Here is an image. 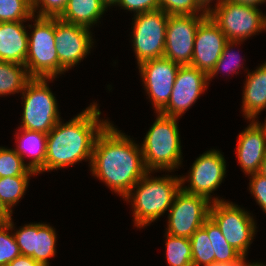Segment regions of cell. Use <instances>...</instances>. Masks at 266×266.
I'll return each instance as SVG.
<instances>
[{"instance_id": "obj_1", "label": "cell", "mask_w": 266, "mask_h": 266, "mask_svg": "<svg viewBox=\"0 0 266 266\" xmlns=\"http://www.w3.org/2000/svg\"><path fill=\"white\" fill-rule=\"evenodd\" d=\"M121 131L109 122L98 134L89 170L123 199L148 171L140 143Z\"/></svg>"}, {"instance_id": "obj_2", "label": "cell", "mask_w": 266, "mask_h": 266, "mask_svg": "<svg viewBox=\"0 0 266 266\" xmlns=\"http://www.w3.org/2000/svg\"><path fill=\"white\" fill-rule=\"evenodd\" d=\"M90 104L66 123L62 119L58 121L47 134L45 166L37 175L72 167L84 160L90 166L95 140L110 122L100 117L102 112L97 102Z\"/></svg>"}, {"instance_id": "obj_3", "label": "cell", "mask_w": 266, "mask_h": 266, "mask_svg": "<svg viewBox=\"0 0 266 266\" xmlns=\"http://www.w3.org/2000/svg\"><path fill=\"white\" fill-rule=\"evenodd\" d=\"M148 171L123 198L130 203L134 227L144 228L168 213L176 194L181 190L180 175L152 176ZM165 176V177H164Z\"/></svg>"}, {"instance_id": "obj_4", "label": "cell", "mask_w": 266, "mask_h": 266, "mask_svg": "<svg viewBox=\"0 0 266 266\" xmlns=\"http://www.w3.org/2000/svg\"><path fill=\"white\" fill-rule=\"evenodd\" d=\"M156 119L150 126L140 144L143 162L147 171L174 172L182 166V146L178 119L156 113Z\"/></svg>"}, {"instance_id": "obj_5", "label": "cell", "mask_w": 266, "mask_h": 266, "mask_svg": "<svg viewBox=\"0 0 266 266\" xmlns=\"http://www.w3.org/2000/svg\"><path fill=\"white\" fill-rule=\"evenodd\" d=\"M28 28V54L25 60L31 78H59V60L55 44V17L33 16ZM33 28V29H32Z\"/></svg>"}, {"instance_id": "obj_6", "label": "cell", "mask_w": 266, "mask_h": 266, "mask_svg": "<svg viewBox=\"0 0 266 266\" xmlns=\"http://www.w3.org/2000/svg\"><path fill=\"white\" fill-rule=\"evenodd\" d=\"M49 81L54 78H31L23 92V114L20 127L31 131L48 134L61 120L57 99L49 88Z\"/></svg>"}, {"instance_id": "obj_7", "label": "cell", "mask_w": 266, "mask_h": 266, "mask_svg": "<svg viewBox=\"0 0 266 266\" xmlns=\"http://www.w3.org/2000/svg\"><path fill=\"white\" fill-rule=\"evenodd\" d=\"M228 41H245L266 31V14L259 7L226 0L208 12ZM249 37V38H248Z\"/></svg>"}, {"instance_id": "obj_8", "label": "cell", "mask_w": 266, "mask_h": 266, "mask_svg": "<svg viewBox=\"0 0 266 266\" xmlns=\"http://www.w3.org/2000/svg\"><path fill=\"white\" fill-rule=\"evenodd\" d=\"M249 212L244 207L225 200L212 202L209 213L227 242L245 257L258 228L253 214Z\"/></svg>"}, {"instance_id": "obj_9", "label": "cell", "mask_w": 266, "mask_h": 266, "mask_svg": "<svg viewBox=\"0 0 266 266\" xmlns=\"http://www.w3.org/2000/svg\"><path fill=\"white\" fill-rule=\"evenodd\" d=\"M168 17L161 9L133 15L131 43L137 65L164 56Z\"/></svg>"}, {"instance_id": "obj_10", "label": "cell", "mask_w": 266, "mask_h": 266, "mask_svg": "<svg viewBox=\"0 0 266 266\" xmlns=\"http://www.w3.org/2000/svg\"><path fill=\"white\" fill-rule=\"evenodd\" d=\"M218 149L205 151L195 159L188 175H181V189L189 194L201 195L212 202L225 201L224 198L211 195L226 177V160ZM189 182L188 186L184 185ZM213 196V197H212Z\"/></svg>"}, {"instance_id": "obj_11", "label": "cell", "mask_w": 266, "mask_h": 266, "mask_svg": "<svg viewBox=\"0 0 266 266\" xmlns=\"http://www.w3.org/2000/svg\"><path fill=\"white\" fill-rule=\"evenodd\" d=\"M211 204L212 201L208 198L189 194L181 189L168 211L165 232L173 236L190 238L209 217Z\"/></svg>"}, {"instance_id": "obj_12", "label": "cell", "mask_w": 266, "mask_h": 266, "mask_svg": "<svg viewBox=\"0 0 266 266\" xmlns=\"http://www.w3.org/2000/svg\"><path fill=\"white\" fill-rule=\"evenodd\" d=\"M90 28L71 24L55 17V44L59 60V75L87 58L95 43Z\"/></svg>"}, {"instance_id": "obj_13", "label": "cell", "mask_w": 266, "mask_h": 266, "mask_svg": "<svg viewBox=\"0 0 266 266\" xmlns=\"http://www.w3.org/2000/svg\"><path fill=\"white\" fill-rule=\"evenodd\" d=\"M181 65L165 57L144 61L138 65L145 93L159 113L168 103Z\"/></svg>"}, {"instance_id": "obj_14", "label": "cell", "mask_w": 266, "mask_h": 266, "mask_svg": "<svg viewBox=\"0 0 266 266\" xmlns=\"http://www.w3.org/2000/svg\"><path fill=\"white\" fill-rule=\"evenodd\" d=\"M206 16L169 15L163 57L181 66L191 65L197 28Z\"/></svg>"}, {"instance_id": "obj_15", "label": "cell", "mask_w": 266, "mask_h": 266, "mask_svg": "<svg viewBox=\"0 0 266 266\" xmlns=\"http://www.w3.org/2000/svg\"><path fill=\"white\" fill-rule=\"evenodd\" d=\"M208 74L190 65L180 66L167 105L159 112L179 118L209 87Z\"/></svg>"}, {"instance_id": "obj_16", "label": "cell", "mask_w": 266, "mask_h": 266, "mask_svg": "<svg viewBox=\"0 0 266 266\" xmlns=\"http://www.w3.org/2000/svg\"><path fill=\"white\" fill-rule=\"evenodd\" d=\"M9 224L11 225L21 255L32 257L43 266H50L49 259L54 258L57 252L56 242L58 234L55 231L56 229L46 222H32L24 224L17 229L12 218Z\"/></svg>"}, {"instance_id": "obj_17", "label": "cell", "mask_w": 266, "mask_h": 266, "mask_svg": "<svg viewBox=\"0 0 266 266\" xmlns=\"http://www.w3.org/2000/svg\"><path fill=\"white\" fill-rule=\"evenodd\" d=\"M227 41L225 34L207 15L197 28L190 66L209 74L219 60Z\"/></svg>"}, {"instance_id": "obj_18", "label": "cell", "mask_w": 266, "mask_h": 266, "mask_svg": "<svg viewBox=\"0 0 266 266\" xmlns=\"http://www.w3.org/2000/svg\"><path fill=\"white\" fill-rule=\"evenodd\" d=\"M249 124L237 137L236 156L245 175L256 174L266 155V123L248 120Z\"/></svg>"}, {"instance_id": "obj_19", "label": "cell", "mask_w": 266, "mask_h": 266, "mask_svg": "<svg viewBox=\"0 0 266 266\" xmlns=\"http://www.w3.org/2000/svg\"><path fill=\"white\" fill-rule=\"evenodd\" d=\"M246 69L241 111L245 120H258V115L266 109V61L251 72Z\"/></svg>"}, {"instance_id": "obj_20", "label": "cell", "mask_w": 266, "mask_h": 266, "mask_svg": "<svg viewBox=\"0 0 266 266\" xmlns=\"http://www.w3.org/2000/svg\"><path fill=\"white\" fill-rule=\"evenodd\" d=\"M24 22H0V60L25 65L29 30Z\"/></svg>"}, {"instance_id": "obj_21", "label": "cell", "mask_w": 266, "mask_h": 266, "mask_svg": "<svg viewBox=\"0 0 266 266\" xmlns=\"http://www.w3.org/2000/svg\"><path fill=\"white\" fill-rule=\"evenodd\" d=\"M18 130V131H17ZM15 131L16 148L14 150L23 159L25 164L36 174L45 166L47 152V134L18 128ZM29 161H25V158Z\"/></svg>"}, {"instance_id": "obj_22", "label": "cell", "mask_w": 266, "mask_h": 266, "mask_svg": "<svg viewBox=\"0 0 266 266\" xmlns=\"http://www.w3.org/2000/svg\"><path fill=\"white\" fill-rule=\"evenodd\" d=\"M107 10L101 0H68L65 10L58 18L91 29L95 24L97 26Z\"/></svg>"}, {"instance_id": "obj_23", "label": "cell", "mask_w": 266, "mask_h": 266, "mask_svg": "<svg viewBox=\"0 0 266 266\" xmlns=\"http://www.w3.org/2000/svg\"><path fill=\"white\" fill-rule=\"evenodd\" d=\"M30 79L25 65L0 60V97L22 93Z\"/></svg>"}, {"instance_id": "obj_24", "label": "cell", "mask_w": 266, "mask_h": 266, "mask_svg": "<svg viewBox=\"0 0 266 266\" xmlns=\"http://www.w3.org/2000/svg\"><path fill=\"white\" fill-rule=\"evenodd\" d=\"M202 228L208 233L209 239L211 241L215 263L234 262L242 256L227 242L221 233L220 228L210 217L205 220Z\"/></svg>"}, {"instance_id": "obj_25", "label": "cell", "mask_w": 266, "mask_h": 266, "mask_svg": "<svg viewBox=\"0 0 266 266\" xmlns=\"http://www.w3.org/2000/svg\"><path fill=\"white\" fill-rule=\"evenodd\" d=\"M165 234L166 260L168 266H193L190 238Z\"/></svg>"}, {"instance_id": "obj_26", "label": "cell", "mask_w": 266, "mask_h": 266, "mask_svg": "<svg viewBox=\"0 0 266 266\" xmlns=\"http://www.w3.org/2000/svg\"><path fill=\"white\" fill-rule=\"evenodd\" d=\"M32 176H13L0 178V199L13 212V207L23 199Z\"/></svg>"}, {"instance_id": "obj_27", "label": "cell", "mask_w": 266, "mask_h": 266, "mask_svg": "<svg viewBox=\"0 0 266 266\" xmlns=\"http://www.w3.org/2000/svg\"><path fill=\"white\" fill-rule=\"evenodd\" d=\"M243 43V41H227L223 52L219 58V60L217 61L216 65L214 66V68L211 70V72L208 74V81H212V79L214 77H216L219 72L223 73V71H225V74L227 76H229V74L231 75H238L240 69H244V62H242L241 60H244V58L239 57V51L238 53L235 52V45L238 46ZM234 48V49H233ZM228 73V74H227Z\"/></svg>"}, {"instance_id": "obj_28", "label": "cell", "mask_w": 266, "mask_h": 266, "mask_svg": "<svg viewBox=\"0 0 266 266\" xmlns=\"http://www.w3.org/2000/svg\"><path fill=\"white\" fill-rule=\"evenodd\" d=\"M193 266H209L215 263L213 247L208 233L201 227L190 237Z\"/></svg>"}, {"instance_id": "obj_29", "label": "cell", "mask_w": 266, "mask_h": 266, "mask_svg": "<svg viewBox=\"0 0 266 266\" xmlns=\"http://www.w3.org/2000/svg\"><path fill=\"white\" fill-rule=\"evenodd\" d=\"M36 176L13 148L0 146V178L13 176Z\"/></svg>"}, {"instance_id": "obj_30", "label": "cell", "mask_w": 266, "mask_h": 266, "mask_svg": "<svg viewBox=\"0 0 266 266\" xmlns=\"http://www.w3.org/2000/svg\"><path fill=\"white\" fill-rule=\"evenodd\" d=\"M31 0H0V22L31 21Z\"/></svg>"}, {"instance_id": "obj_31", "label": "cell", "mask_w": 266, "mask_h": 266, "mask_svg": "<svg viewBox=\"0 0 266 266\" xmlns=\"http://www.w3.org/2000/svg\"><path fill=\"white\" fill-rule=\"evenodd\" d=\"M159 9L168 15H208L198 0H159Z\"/></svg>"}, {"instance_id": "obj_32", "label": "cell", "mask_w": 266, "mask_h": 266, "mask_svg": "<svg viewBox=\"0 0 266 266\" xmlns=\"http://www.w3.org/2000/svg\"><path fill=\"white\" fill-rule=\"evenodd\" d=\"M21 255L11 225H0V266H7Z\"/></svg>"}, {"instance_id": "obj_33", "label": "cell", "mask_w": 266, "mask_h": 266, "mask_svg": "<svg viewBox=\"0 0 266 266\" xmlns=\"http://www.w3.org/2000/svg\"><path fill=\"white\" fill-rule=\"evenodd\" d=\"M33 14L39 17H59L68 0H31Z\"/></svg>"}, {"instance_id": "obj_34", "label": "cell", "mask_w": 266, "mask_h": 266, "mask_svg": "<svg viewBox=\"0 0 266 266\" xmlns=\"http://www.w3.org/2000/svg\"><path fill=\"white\" fill-rule=\"evenodd\" d=\"M249 192L253 195L256 204L266 214V178L256 174L249 175Z\"/></svg>"}, {"instance_id": "obj_35", "label": "cell", "mask_w": 266, "mask_h": 266, "mask_svg": "<svg viewBox=\"0 0 266 266\" xmlns=\"http://www.w3.org/2000/svg\"><path fill=\"white\" fill-rule=\"evenodd\" d=\"M133 12V15L159 9V0H119L116 7Z\"/></svg>"}, {"instance_id": "obj_36", "label": "cell", "mask_w": 266, "mask_h": 266, "mask_svg": "<svg viewBox=\"0 0 266 266\" xmlns=\"http://www.w3.org/2000/svg\"><path fill=\"white\" fill-rule=\"evenodd\" d=\"M7 266H43V265L35 261L32 257H28L26 255H19L13 261L8 263Z\"/></svg>"}, {"instance_id": "obj_37", "label": "cell", "mask_w": 266, "mask_h": 266, "mask_svg": "<svg viewBox=\"0 0 266 266\" xmlns=\"http://www.w3.org/2000/svg\"><path fill=\"white\" fill-rule=\"evenodd\" d=\"M13 212H11L0 199V225L10 222Z\"/></svg>"}, {"instance_id": "obj_38", "label": "cell", "mask_w": 266, "mask_h": 266, "mask_svg": "<svg viewBox=\"0 0 266 266\" xmlns=\"http://www.w3.org/2000/svg\"><path fill=\"white\" fill-rule=\"evenodd\" d=\"M245 256H241L237 261L229 262V263H213L209 266H246L249 261L246 260ZM247 261V262H246Z\"/></svg>"}, {"instance_id": "obj_39", "label": "cell", "mask_w": 266, "mask_h": 266, "mask_svg": "<svg viewBox=\"0 0 266 266\" xmlns=\"http://www.w3.org/2000/svg\"><path fill=\"white\" fill-rule=\"evenodd\" d=\"M229 1L238 3V4L251 5L255 7H259L260 5L266 3V0H229Z\"/></svg>"}, {"instance_id": "obj_40", "label": "cell", "mask_w": 266, "mask_h": 266, "mask_svg": "<svg viewBox=\"0 0 266 266\" xmlns=\"http://www.w3.org/2000/svg\"><path fill=\"white\" fill-rule=\"evenodd\" d=\"M200 3H201V5L203 6V8L207 11V12H209L210 10H211V8L213 7L212 5H211V3H213L212 1L213 0H198ZM216 3H214V6H215V4L216 5H219V4H222L223 2H225L226 0H214Z\"/></svg>"}, {"instance_id": "obj_41", "label": "cell", "mask_w": 266, "mask_h": 266, "mask_svg": "<svg viewBox=\"0 0 266 266\" xmlns=\"http://www.w3.org/2000/svg\"><path fill=\"white\" fill-rule=\"evenodd\" d=\"M101 2L106 6L107 9H110L111 6H116L119 0H101Z\"/></svg>"}, {"instance_id": "obj_42", "label": "cell", "mask_w": 266, "mask_h": 266, "mask_svg": "<svg viewBox=\"0 0 266 266\" xmlns=\"http://www.w3.org/2000/svg\"><path fill=\"white\" fill-rule=\"evenodd\" d=\"M258 173L266 178V155L264 157V160L261 163Z\"/></svg>"}, {"instance_id": "obj_43", "label": "cell", "mask_w": 266, "mask_h": 266, "mask_svg": "<svg viewBox=\"0 0 266 266\" xmlns=\"http://www.w3.org/2000/svg\"><path fill=\"white\" fill-rule=\"evenodd\" d=\"M246 266H265V265L263 264V262L261 263L256 261V262H249Z\"/></svg>"}]
</instances>
